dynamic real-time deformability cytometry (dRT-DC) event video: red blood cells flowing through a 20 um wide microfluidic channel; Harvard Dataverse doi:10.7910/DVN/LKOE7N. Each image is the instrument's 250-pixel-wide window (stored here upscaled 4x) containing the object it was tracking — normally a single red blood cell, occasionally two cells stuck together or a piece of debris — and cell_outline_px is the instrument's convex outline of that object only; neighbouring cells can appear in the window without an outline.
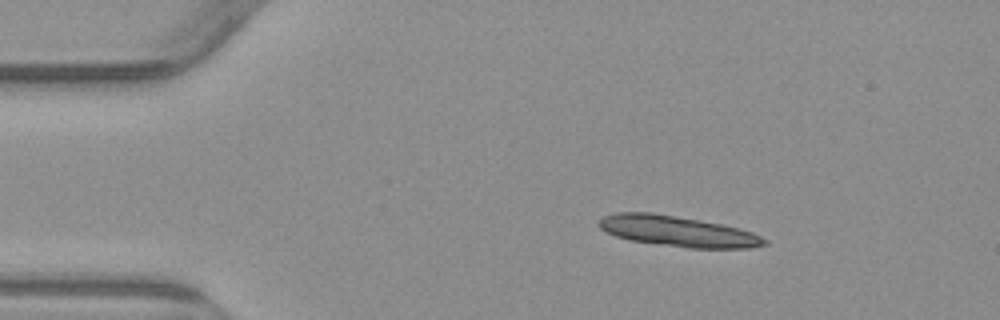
{"species": "common noctule bat (a hibernating species)", "species_latin": "Nyctalus noctula", "temperature_condition": "warm", "stored_images_in_passage": 3, "camera_frame_rate_fps": 3000, "um_per_image_px": 0.085, "animal": {"sex": "male", "body_mass_g": 23.1, "forearm_length_mm": 52.7}, "frame": {"image": 1, "passage_image": 1, "time_ms": 0.0, "image_size_px": [1000, 320], "cell_outline_px": [[768, 244], [752, 248], [688, 248], [628, 240], [616, 236], [600, 228], [596, 224], [596, 220], [604, 216], [616, 212], [652, 212], [724, 224], [740, 228], [752, 232], [768, 240]], "centroid_in_image_um": [57.6, 19.65], "position_along_channel_um": 27.4, "area_um2": 29.82}}